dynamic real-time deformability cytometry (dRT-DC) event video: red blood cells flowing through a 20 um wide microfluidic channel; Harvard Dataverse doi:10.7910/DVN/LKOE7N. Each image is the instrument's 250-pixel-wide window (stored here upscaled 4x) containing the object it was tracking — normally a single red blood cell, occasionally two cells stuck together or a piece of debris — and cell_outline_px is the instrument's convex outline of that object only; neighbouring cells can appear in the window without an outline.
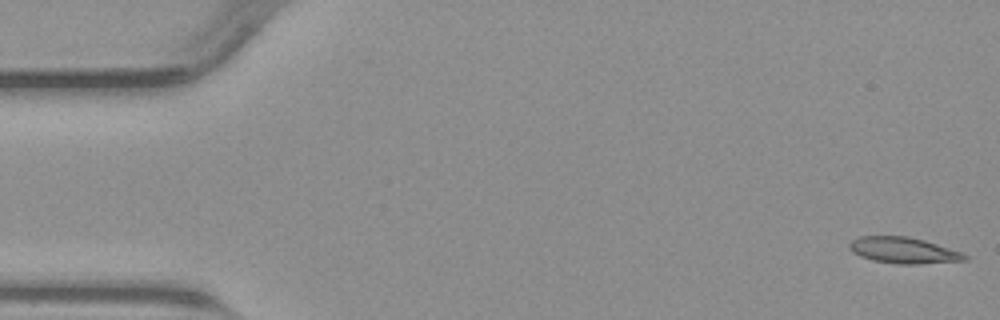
{"species": "common noctule bat (a hibernating species)", "species_latin": "Nyctalus noctula", "temperature_condition": "warm", "stored_images_in_passage": 50, "camera_frame_rate_fps": 3000, "um_per_image_px": 0.085, "animal": {"sex": "male", "body_mass_g": 23.1, "forearm_length_mm": 52.7}, "frame": {"image": 1, "passage_image": 1, "time_ms": 0.0, "image_size_px": [1000, 320], "cell_outline_px": [[968, 260], [920, 264], [896, 264], [872, 260], [860, 256], [852, 252], [848, 248], [848, 244], [852, 240], [860, 236], [908, 236], [924, 240], [964, 252], [968, 256]], "centroid_in_image_um": [76.81, 21.28], "position_along_channel_um": 8.2, "area_um2": 17.8}}
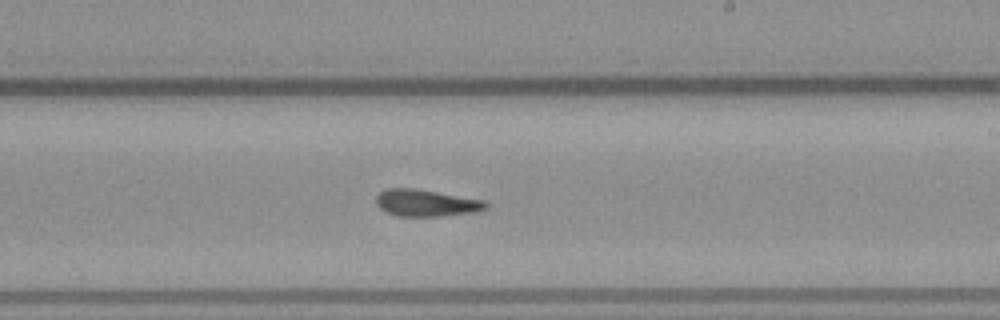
{"frame": {"image": 2, "passage_image": 29, "time_ms": 9.333, "image_size_px": [1000, 320], "cell_outline_px": [[492, 204], [488, 208], [476, 212], [440, 216], [396, 216], [384, 212], [376, 204], [376, 196], [380, 192], [388, 188], [416, 188], [488, 200]], "centroid_in_image_um": [36.29, 17.25], "position_along_channel_um": 252.7, "area_um2": 17.69}}
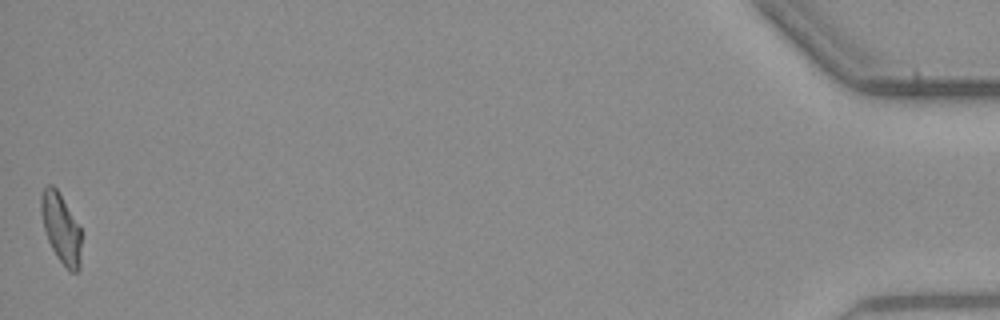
{"frame": {"image": 3, "passage_image": 50, "time_ms": 16.333, "image_size_px": [1000, 320], "cell_outline_px": [[80, 268], [76, 272], [72, 272], [56, 256], [48, 240], [44, 228], [40, 212], [40, 196], [44, 188], [48, 184], [52, 184], [56, 188], [80, 228]], "centroid_in_image_um": [5.16, 19.38], "position_along_channel_um": 430.0, "area_um2": 15.95}}